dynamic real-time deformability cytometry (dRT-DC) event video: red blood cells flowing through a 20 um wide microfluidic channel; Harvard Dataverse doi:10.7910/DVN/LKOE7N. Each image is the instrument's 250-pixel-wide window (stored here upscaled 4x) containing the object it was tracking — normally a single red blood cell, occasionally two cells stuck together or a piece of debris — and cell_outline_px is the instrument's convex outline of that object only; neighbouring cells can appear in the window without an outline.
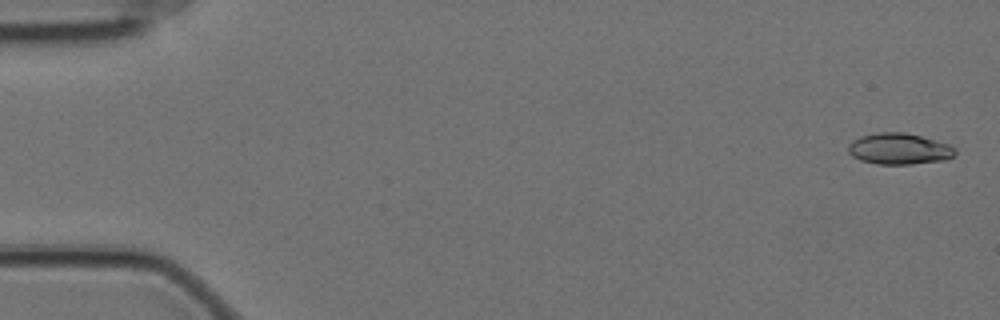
{"species": "Egyptian fruit bat (a non-hibernating species)", "species_latin": "Rousettus aegyptiacus", "temperature_condition": "cold", "stored_images_in_passage": 56, "camera_frame_rate_fps": 3000, "um_per_image_px": 0.085, "animal": {"sex": "female"}, "frame": {"image": 1, "passage_image": 2, "time_ms": 0.333, "image_size_px": [1000, 320], "cell_outline_px": [[956, 156], [948, 160], [912, 164], [876, 164], [860, 160], [852, 156], [848, 152], [848, 144], [852, 140], [860, 136], [880, 132], [904, 132], [920, 136], [948, 144], [956, 148]], "centroid_in_image_um": [76.44, 12.66], "position_along_channel_um": 8.6, "area_um2": 19.65}}
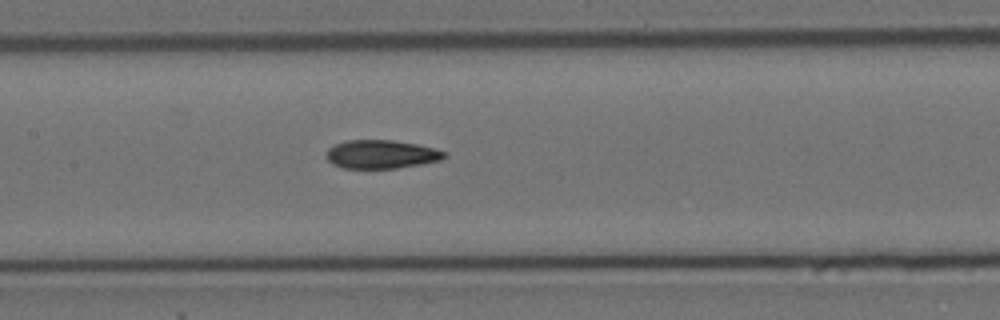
{"frame": {"image": 2, "passage_image": 28, "time_ms": 9.0, "image_size_px": [1000, 320], "cell_outline_px": [[448, 156], [440, 160], [420, 164], [396, 168], [344, 168], [332, 164], [324, 156], [328, 148], [336, 144], [348, 140], [392, 140], [416, 144], [436, 148], [448, 152]], "centroid_in_image_um": [32.42, 13.11], "position_along_channel_um": 175.0, "area_um2": 19.71}}
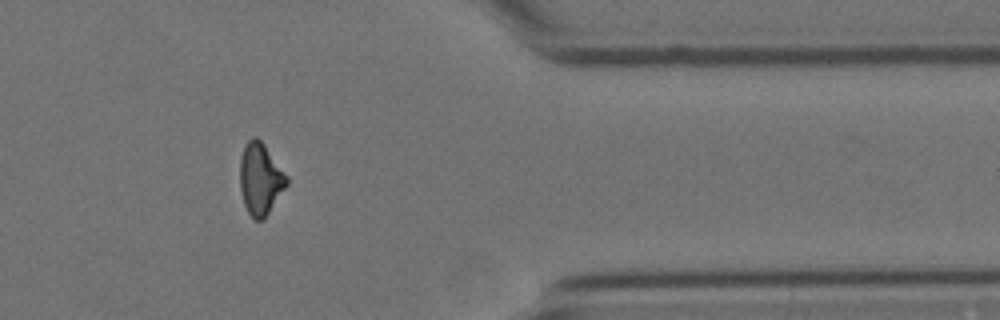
{"frame": {"image": 3, "passage_image": 48, "time_ms": 15.667, "image_size_px": [1000, 320], "cell_outline_px": [[288, 184], [264, 220], [256, 220], [248, 212], [244, 204], [240, 188], [240, 160], [244, 144], [252, 136], [256, 136], [264, 144], [288, 176]], "centroid_in_image_um": [22.13, 15.2], "position_along_channel_um": 389.3, "area_um2": 19.65}, "authors_computed_cell_mechanics": {"area_um2": 19.7098, "velocity_mm_per_s": 3.5067, "shape_relaxation_time_tau1_ms": 6.2266, "shape_relaxation_time_tau2_ms": 3.8439, "deformation_change_tau1": 0.1752, "deformation_change_tau2": 0.1065}}